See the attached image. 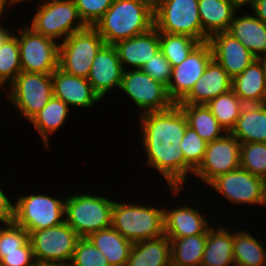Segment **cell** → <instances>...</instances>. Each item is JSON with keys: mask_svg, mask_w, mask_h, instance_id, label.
<instances>
[{"mask_svg": "<svg viewBox=\"0 0 266 266\" xmlns=\"http://www.w3.org/2000/svg\"><path fill=\"white\" fill-rule=\"evenodd\" d=\"M140 119L147 164L162 173L173 195L177 194L184 186V155L179 146L188 126L186 115L179 104H173Z\"/></svg>", "mask_w": 266, "mask_h": 266, "instance_id": "obj_1", "label": "cell"}, {"mask_svg": "<svg viewBox=\"0 0 266 266\" xmlns=\"http://www.w3.org/2000/svg\"><path fill=\"white\" fill-rule=\"evenodd\" d=\"M154 27V0H113L94 28L105 44L141 35Z\"/></svg>", "mask_w": 266, "mask_h": 266, "instance_id": "obj_2", "label": "cell"}, {"mask_svg": "<svg viewBox=\"0 0 266 266\" xmlns=\"http://www.w3.org/2000/svg\"><path fill=\"white\" fill-rule=\"evenodd\" d=\"M111 226L136 243L164 235V209L114 201Z\"/></svg>", "mask_w": 266, "mask_h": 266, "instance_id": "obj_3", "label": "cell"}, {"mask_svg": "<svg viewBox=\"0 0 266 266\" xmlns=\"http://www.w3.org/2000/svg\"><path fill=\"white\" fill-rule=\"evenodd\" d=\"M114 201L103 196L76 194L65 199V222L80 236L111 227Z\"/></svg>", "mask_w": 266, "mask_h": 266, "instance_id": "obj_4", "label": "cell"}, {"mask_svg": "<svg viewBox=\"0 0 266 266\" xmlns=\"http://www.w3.org/2000/svg\"><path fill=\"white\" fill-rule=\"evenodd\" d=\"M199 0H154V27L158 32L187 35L203 42Z\"/></svg>", "mask_w": 266, "mask_h": 266, "instance_id": "obj_5", "label": "cell"}, {"mask_svg": "<svg viewBox=\"0 0 266 266\" xmlns=\"http://www.w3.org/2000/svg\"><path fill=\"white\" fill-rule=\"evenodd\" d=\"M104 45L94 27L74 32L59 44L58 67L68 74L87 78L94 58Z\"/></svg>", "mask_w": 266, "mask_h": 266, "instance_id": "obj_6", "label": "cell"}, {"mask_svg": "<svg viewBox=\"0 0 266 266\" xmlns=\"http://www.w3.org/2000/svg\"><path fill=\"white\" fill-rule=\"evenodd\" d=\"M32 20L29 27L54 40L63 37L64 41L74 32L87 27L79 16L74 0H48L38 7ZM74 22L77 24L74 25Z\"/></svg>", "mask_w": 266, "mask_h": 266, "instance_id": "obj_7", "label": "cell"}, {"mask_svg": "<svg viewBox=\"0 0 266 266\" xmlns=\"http://www.w3.org/2000/svg\"><path fill=\"white\" fill-rule=\"evenodd\" d=\"M65 201L42 195L20 196L14 205L13 222L29 234L44 230L65 221Z\"/></svg>", "mask_w": 266, "mask_h": 266, "instance_id": "obj_8", "label": "cell"}, {"mask_svg": "<svg viewBox=\"0 0 266 266\" xmlns=\"http://www.w3.org/2000/svg\"><path fill=\"white\" fill-rule=\"evenodd\" d=\"M10 87L8 98L29 121L53 97L52 74L22 71Z\"/></svg>", "mask_w": 266, "mask_h": 266, "instance_id": "obj_9", "label": "cell"}, {"mask_svg": "<svg viewBox=\"0 0 266 266\" xmlns=\"http://www.w3.org/2000/svg\"><path fill=\"white\" fill-rule=\"evenodd\" d=\"M20 33L17 41L21 70L27 73L52 74L58 68L59 44L27 25Z\"/></svg>", "mask_w": 266, "mask_h": 266, "instance_id": "obj_10", "label": "cell"}, {"mask_svg": "<svg viewBox=\"0 0 266 266\" xmlns=\"http://www.w3.org/2000/svg\"><path fill=\"white\" fill-rule=\"evenodd\" d=\"M80 236L64 221L29 234L34 260L69 265Z\"/></svg>", "mask_w": 266, "mask_h": 266, "instance_id": "obj_11", "label": "cell"}, {"mask_svg": "<svg viewBox=\"0 0 266 266\" xmlns=\"http://www.w3.org/2000/svg\"><path fill=\"white\" fill-rule=\"evenodd\" d=\"M120 89L143 109V114L162 111L174 104L169 98L167 87L141 69L124 70Z\"/></svg>", "mask_w": 266, "mask_h": 266, "instance_id": "obj_12", "label": "cell"}, {"mask_svg": "<svg viewBox=\"0 0 266 266\" xmlns=\"http://www.w3.org/2000/svg\"><path fill=\"white\" fill-rule=\"evenodd\" d=\"M225 134L207 144L204 159L194 171L207 184L240 167L241 143L230 132Z\"/></svg>", "mask_w": 266, "mask_h": 266, "instance_id": "obj_13", "label": "cell"}, {"mask_svg": "<svg viewBox=\"0 0 266 266\" xmlns=\"http://www.w3.org/2000/svg\"><path fill=\"white\" fill-rule=\"evenodd\" d=\"M209 185L234 204H265L266 189L262 178L241 167L218 176Z\"/></svg>", "mask_w": 266, "mask_h": 266, "instance_id": "obj_14", "label": "cell"}, {"mask_svg": "<svg viewBox=\"0 0 266 266\" xmlns=\"http://www.w3.org/2000/svg\"><path fill=\"white\" fill-rule=\"evenodd\" d=\"M212 58L209 42H201L182 63L172 67L167 92L174 104H178L190 92Z\"/></svg>", "mask_w": 266, "mask_h": 266, "instance_id": "obj_15", "label": "cell"}, {"mask_svg": "<svg viewBox=\"0 0 266 266\" xmlns=\"http://www.w3.org/2000/svg\"><path fill=\"white\" fill-rule=\"evenodd\" d=\"M208 42L213 58L233 79L241 74L257 58L228 32L212 35Z\"/></svg>", "mask_w": 266, "mask_h": 266, "instance_id": "obj_16", "label": "cell"}, {"mask_svg": "<svg viewBox=\"0 0 266 266\" xmlns=\"http://www.w3.org/2000/svg\"><path fill=\"white\" fill-rule=\"evenodd\" d=\"M123 71L116 48L105 44L94 58L87 79L94 92L102 99L112 88H120Z\"/></svg>", "mask_w": 266, "mask_h": 266, "instance_id": "obj_17", "label": "cell"}, {"mask_svg": "<svg viewBox=\"0 0 266 266\" xmlns=\"http://www.w3.org/2000/svg\"><path fill=\"white\" fill-rule=\"evenodd\" d=\"M232 89V78L212 58L190 92L178 104H207Z\"/></svg>", "mask_w": 266, "mask_h": 266, "instance_id": "obj_18", "label": "cell"}, {"mask_svg": "<svg viewBox=\"0 0 266 266\" xmlns=\"http://www.w3.org/2000/svg\"><path fill=\"white\" fill-rule=\"evenodd\" d=\"M53 96L68 106L91 107L101 100L87 78L74 76L59 67L52 73Z\"/></svg>", "mask_w": 266, "mask_h": 266, "instance_id": "obj_19", "label": "cell"}, {"mask_svg": "<svg viewBox=\"0 0 266 266\" xmlns=\"http://www.w3.org/2000/svg\"><path fill=\"white\" fill-rule=\"evenodd\" d=\"M116 48L122 67L125 63L141 69L148 60L160 51L158 30L153 27L146 33L119 41L113 45Z\"/></svg>", "mask_w": 266, "mask_h": 266, "instance_id": "obj_20", "label": "cell"}, {"mask_svg": "<svg viewBox=\"0 0 266 266\" xmlns=\"http://www.w3.org/2000/svg\"><path fill=\"white\" fill-rule=\"evenodd\" d=\"M207 219L193 208L179 206L164 210V234L168 238H184L197 234H207Z\"/></svg>", "mask_w": 266, "mask_h": 266, "instance_id": "obj_21", "label": "cell"}, {"mask_svg": "<svg viewBox=\"0 0 266 266\" xmlns=\"http://www.w3.org/2000/svg\"><path fill=\"white\" fill-rule=\"evenodd\" d=\"M237 8L230 0H199L198 11L203 30V42L217 33L227 32Z\"/></svg>", "mask_w": 266, "mask_h": 266, "instance_id": "obj_22", "label": "cell"}, {"mask_svg": "<svg viewBox=\"0 0 266 266\" xmlns=\"http://www.w3.org/2000/svg\"><path fill=\"white\" fill-rule=\"evenodd\" d=\"M232 90L245 105L266 103V80L259 59L232 79Z\"/></svg>", "mask_w": 266, "mask_h": 266, "instance_id": "obj_23", "label": "cell"}, {"mask_svg": "<svg viewBox=\"0 0 266 266\" xmlns=\"http://www.w3.org/2000/svg\"><path fill=\"white\" fill-rule=\"evenodd\" d=\"M240 41L257 59L263 53L266 55V24L256 16H234L227 31Z\"/></svg>", "mask_w": 266, "mask_h": 266, "instance_id": "obj_24", "label": "cell"}, {"mask_svg": "<svg viewBox=\"0 0 266 266\" xmlns=\"http://www.w3.org/2000/svg\"><path fill=\"white\" fill-rule=\"evenodd\" d=\"M230 133L240 143H266V103L245 105Z\"/></svg>", "mask_w": 266, "mask_h": 266, "instance_id": "obj_25", "label": "cell"}, {"mask_svg": "<svg viewBox=\"0 0 266 266\" xmlns=\"http://www.w3.org/2000/svg\"><path fill=\"white\" fill-rule=\"evenodd\" d=\"M126 266H171L170 240L164 234L134 243Z\"/></svg>", "mask_w": 266, "mask_h": 266, "instance_id": "obj_26", "label": "cell"}, {"mask_svg": "<svg viewBox=\"0 0 266 266\" xmlns=\"http://www.w3.org/2000/svg\"><path fill=\"white\" fill-rule=\"evenodd\" d=\"M88 238L107 258L110 266H126L134 243L124 238L112 226L91 233Z\"/></svg>", "mask_w": 266, "mask_h": 266, "instance_id": "obj_27", "label": "cell"}, {"mask_svg": "<svg viewBox=\"0 0 266 266\" xmlns=\"http://www.w3.org/2000/svg\"><path fill=\"white\" fill-rule=\"evenodd\" d=\"M235 265L233 253V233L222 228L209 229L206 234V245L201 266H230Z\"/></svg>", "mask_w": 266, "mask_h": 266, "instance_id": "obj_28", "label": "cell"}, {"mask_svg": "<svg viewBox=\"0 0 266 266\" xmlns=\"http://www.w3.org/2000/svg\"><path fill=\"white\" fill-rule=\"evenodd\" d=\"M179 105L186 115L188 126L195 130L207 143L222 137L223 135H220L222 130L226 133L205 104Z\"/></svg>", "mask_w": 266, "mask_h": 266, "instance_id": "obj_29", "label": "cell"}, {"mask_svg": "<svg viewBox=\"0 0 266 266\" xmlns=\"http://www.w3.org/2000/svg\"><path fill=\"white\" fill-rule=\"evenodd\" d=\"M170 240L171 265L199 266L206 245V234H197Z\"/></svg>", "mask_w": 266, "mask_h": 266, "instance_id": "obj_30", "label": "cell"}, {"mask_svg": "<svg viewBox=\"0 0 266 266\" xmlns=\"http://www.w3.org/2000/svg\"><path fill=\"white\" fill-rule=\"evenodd\" d=\"M70 107L61 99L52 97L49 102L29 121L49 148L48 134L56 132L68 116Z\"/></svg>", "mask_w": 266, "mask_h": 266, "instance_id": "obj_31", "label": "cell"}, {"mask_svg": "<svg viewBox=\"0 0 266 266\" xmlns=\"http://www.w3.org/2000/svg\"><path fill=\"white\" fill-rule=\"evenodd\" d=\"M264 244L258 242L249 232L233 233V253L235 266H265Z\"/></svg>", "mask_w": 266, "mask_h": 266, "instance_id": "obj_32", "label": "cell"}, {"mask_svg": "<svg viewBox=\"0 0 266 266\" xmlns=\"http://www.w3.org/2000/svg\"><path fill=\"white\" fill-rule=\"evenodd\" d=\"M206 106L225 131L231 132L245 104L231 89L213 98Z\"/></svg>", "mask_w": 266, "mask_h": 266, "instance_id": "obj_33", "label": "cell"}, {"mask_svg": "<svg viewBox=\"0 0 266 266\" xmlns=\"http://www.w3.org/2000/svg\"><path fill=\"white\" fill-rule=\"evenodd\" d=\"M160 51L171 66H177L182 63L191 51L201 42L187 35L169 34L159 32Z\"/></svg>", "mask_w": 266, "mask_h": 266, "instance_id": "obj_34", "label": "cell"}, {"mask_svg": "<svg viewBox=\"0 0 266 266\" xmlns=\"http://www.w3.org/2000/svg\"><path fill=\"white\" fill-rule=\"evenodd\" d=\"M21 72L17 36L10 33L0 45V86L11 84Z\"/></svg>", "mask_w": 266, "mask_h": 266, "instance_id": "obj_35", "label": "cell"}, {"mask_svg": "<svg viewBox=\"0 0 266 266\" xmlns=\"http://www.w3.org/2000/svg\"><path fill=\"white\" fill-rule=\"evenodd\" d=\"M207 142L195 130L187 126L179 149L184 155V181L187 173H193L202 163L207 149Z\"/></svg>", "mask_w": 266, "mask_h": 266, "instance_id": "obj_36", "label": "cell"}, {"mask_svg": "<svg viewBox=\"0 0 266 266\" xmlns=\"http://www.w3.org/2000/svg\"><path fill=\"white\" fill-rule=\"evenodd\" d=\"M240 167L262 178L266 173V143H241Z\"/></svg>", "mask_w": 266, "mask_h": 266, "instance_id": "obj_37", "label": "cell"}, {"mask_svg": "<svg viewBox=\"0 0 266 266\" xmlns=\"http://www.w3.org/2000/svg\"><path fill=\"white\" fill-rule=\"evenodd\" d=\"M69 266H110V264L88 237H80Z\"/></svg>", "mask_w": 266, "mask_h": 266, "instance_id": "obj_38", "label": "cell"}, {"mask_svg": "<svg viewBox=\"0 0 266 266\" xmlns=\"http://www.w3.org/2000/svg\"><path fill=\"white\" fill-rule=\"evenodd\" d=\"M29 241V233L14 222L6 223L5 228L0 227V260L4 253L21 252Z\"/></svg>", "mask_w": 266, "mask_h": 266, "instance_id": "obj_39", "label": "cell"}, {"mask_svg": "<svg viewBox=\"0 0 266 266\" xmlns=\"http://www.w3.org/2000/svg\"><path fill=\"white\" fill-rule=\"evenodd\" d=\"M74 2L86 26L94 27L111 7L113 0H74Z\"/></svg>", "mask_w": 266, "mask_h": 266, "instance_id": "obj_40", "label": "cell"}, {"mask_svg": "<svg viewBox=\"0 0 266 266\" xmlns=\"http://www.w3.org/2000/svg\"><path fill=\"white\" fill-rule=\"evenodd\" d=\"M141 70L150 75L154 80L161 82L166 87L172 77L171 63L166 59L164 54L157 52L147 63L142 66Z\"/></svg>", "mask_w": 266, "mask_h": 266, "instance_id": "obj_41", "label": "cell"}, {"mask_svg": "<svg viewBox=\"0 0 266 266\" xmlns=\"http://www.w3.org/2000/svg\"><path fill=\"white\" fill-rule=\"evenodd\" d=\"M34 254L30 240L21 247V252L4 253L0 266H31Z\"/></svg>", "mask_w": 266, "mask_h": 266, "instance_id": "obj_42", "label": "cell"}, {"mask_svg": "<svg viewBox=\"0 0 266 266\" xmlns=\"http://www.w3.org/2000/svg\"><path fill=\"white\" fill-rule=\"evenodd\" d=\"M14 205L0 188V222L6 224L13 222Z\"/></svg>", "mask_w": 266, "mask_h": 266, "instance_id": "obj_43", "label": "cell"}, {"mask_svg": "<svg viewBox=\"0 0 266 266\" xmlns=\"http://www.w3.org/2000/svg\"><path fill=\"white\" fill-rule=\"evenodd\" d=\"M252 9L256 17L266 24V0H255Z\"/></svg>", "mask_w": 266, "mask_h": 266, "instance_id": "obj_44", "label": "cell"}, {"mask_svg": "<svg viewBox=\"0 0 266 266\" xmlns=\"http://www.w3.org/2000/svg\"><path fill=\"white\" fill-rule=\"evenodd\" d=\"M31 266H69L60 262H51V261H38L34 260Z\"/></svg>", "mask_w": 266, "mask_h": 266, "instance_id": "obj_45", "label": "cell"}, {"mask_svg": "<svg viewBox=\"0 0 266 266\" xmlns=\"http://www.w3.org/2000/svg\"><path fill=\"white\" fill-rule=\"evenodd\" d=\"M230 2L236 7V8H240L243 5H247L250 4L251 7L253 6L255 0H230Z\"/></svg>", "mask_w": 266, "mask_h": 266, "instance_id": "obj_46", "label": "cell"}, {"mask_svg": "<svg viewBox=\"0 0 266 266\" xmlns=\"http://www.w3.org/2000/svg\"><path fill=\"white\" fill-rule=\"evenodd\" d=\"M21 1L23 0H0V17L4 13L5 6L7 5V3H9V5H12L18 2L20 3Z\"/></svg>", "mask_w": 266, "mask_h": 266, "instance_id": "obj_47", "label": "cell"}, {"mask_svg": "<svg viewBox=\"0 0 266 266\" xmlns=\"http://www.w3.org/2000/svg\"><path fill=\"white\" fill-rule=\"evenodd\" d=\"M1 25L2 24H0V45L4 41V39L10 34V32L8 31V28L5 29L3 25L2 26Z\"/></svg>", "mask_w": 266, "mask_h": 266, "instance_id": "obj_48", "label": "cell"}, {"mask_svg": "<svg viewBox=\"0 0 266 266\" xmlns=\"http://www.w3.org/2000/svg\"><path fill=\"white\" fill-rule=\"evenodd\" d=\"M258 59L262 64V68H263V72L265 74V80H266V55H261Z\"/></svg>", "mask_w": 266, "mask_h": 266, "instance_id": "obj_49", "label": "cell"}, {"mask_svg": "<svg viewBox=\"0 0 266 266\" xmlns=\"http://www.w3.org/2000/svg\"><path fill=\"white\" fill-rule=\"evenodd\" d=\"M263 183H264V187L266 188V173L265 175L262 177Z\"/></svg>", "mask_w": 266, "mask_h": 266, "instance_id": "obj_50", "label": "cell"}]
</instances>
